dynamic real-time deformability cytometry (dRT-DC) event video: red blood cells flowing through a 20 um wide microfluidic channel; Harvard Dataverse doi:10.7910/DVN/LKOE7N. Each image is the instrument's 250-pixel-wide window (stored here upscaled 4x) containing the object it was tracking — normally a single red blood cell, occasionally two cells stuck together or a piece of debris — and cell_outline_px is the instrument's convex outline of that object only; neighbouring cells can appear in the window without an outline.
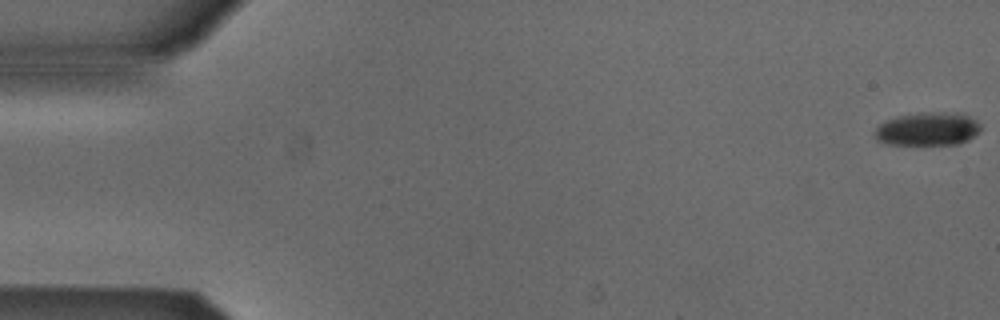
{"species": "Egyptian fruit bat (a non-hibernating species)", "species_latin": "Rousettus aegyptiacus", "temperature_condition": "cold", "stored_images_in_passage": 16, "camera_frame_rate_fps": 3000, "um_per_image_px": 0.085, "animal": {"sex": "male"}, "frame": {"image": 1, "passage_image": 1, "time_ms": 0.0, "image_size_px": [1000, 320], "cell_outline_px": [[980, 128], [968, 140], [956, 144], [888, 144], [876, 140], [876, 128], [880, 124], [888, 120], [900, 116], [920, 112], [960, 112], [976, 120], [980, 124]], "centroid_in_image_um": [78.87, 10.95], "position_along_channel_um": 6.1, "area_um2": 20.29}}
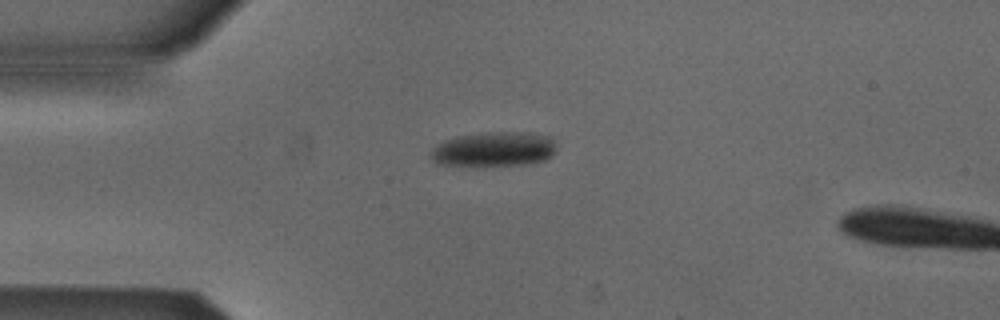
{"frame": {"image": 2, "passage_image": 14, "time_ms": 4.333, "image_size_px": [1000, 320], "cell_outline_px": [[556, 148], [544, 160], [528, 164], [472, 168], [436, 164], [428, 156], [428, 152], [432, 148], [444, 140], [456, 136], [496, 132], [528, 132], [548, 136], [552, 140]], "centroid_in_image_um": [41.86, 12.73], "position_along_channel_um": 43.1, "area_um2": 26.13}}